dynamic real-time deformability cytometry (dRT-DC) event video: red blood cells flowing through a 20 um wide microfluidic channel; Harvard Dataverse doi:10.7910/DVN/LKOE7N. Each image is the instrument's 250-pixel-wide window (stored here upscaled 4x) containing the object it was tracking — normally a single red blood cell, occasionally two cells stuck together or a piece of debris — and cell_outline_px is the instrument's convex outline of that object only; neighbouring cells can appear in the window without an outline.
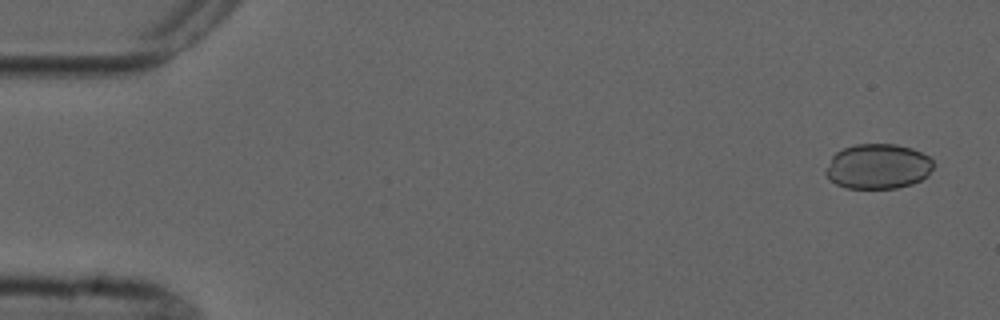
{"species": "common noctule bat (a hibernating species)", "species_latin": "Nyctalus noctula", "temperature_condition": "cold", "stored_images_in_passage": 5, "camera_frame_rate_fps": 3000, "um_per_image_px": 0.085, "animal": {"sex": "male", "forearm_length_mm": 52.5}, "frame": {"image": 1, "passage_image": 1, "time_ms": 0.0, "image_size_px": [1000, 320], "cell_outline_px": [[932, 168], [920, 180], [912, 184], [896, 188], [844, 188], [828, 180], [824, 172], [832, 156], [836, 152], [844, 148], [856, 144], [896, 144], [912, 148], [928, 156], [932, 160]], "centroid_in_image_um": [74.57, 14.15], "position_along_channel_um": 10.4, "area_um2": 28.21}}